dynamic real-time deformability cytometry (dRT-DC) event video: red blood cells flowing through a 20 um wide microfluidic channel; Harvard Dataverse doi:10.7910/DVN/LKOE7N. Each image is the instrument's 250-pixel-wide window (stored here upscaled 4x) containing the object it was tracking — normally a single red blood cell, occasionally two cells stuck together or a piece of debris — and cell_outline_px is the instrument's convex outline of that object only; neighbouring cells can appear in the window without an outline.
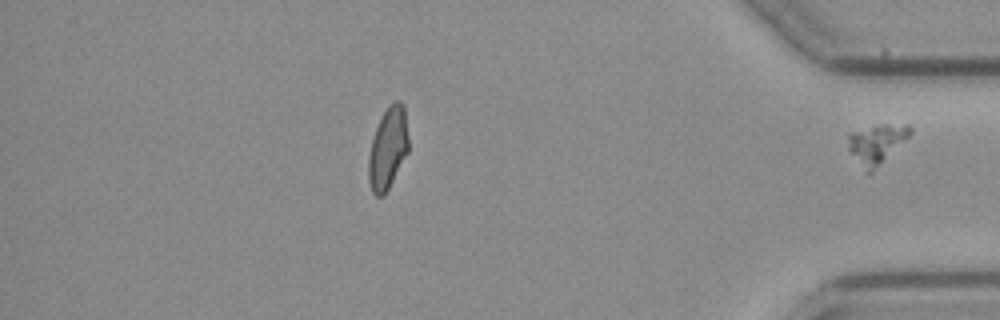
{"species": "common noctule bat (a hibernating species)", "species_latin": "Nyctalus noctula", "temperature_condition": "cold", "stored_images_in_passage": 31, "segment_of_instrument_passage": [2, 2], "camera_frame_rate_fps": 3000, "um_per_image_px": 0.085, "animal": {"sex": "female", "body_mass_g": 21.9}, "frame": {"image": 1, "passage_image": 31, "time_ms": 10.0, "image_size_px": [1000, 320], "cell_outline_px": [[912, 132], [872, 172], [868, 172], [848, 152], [848, 136], [852, 132], [884, 124], [908, 124], [912, 128]], "centroid_in_image_um": [74.5, 12.21], "position_along_channel_um": 360.7, "area_um2": 13.7}}